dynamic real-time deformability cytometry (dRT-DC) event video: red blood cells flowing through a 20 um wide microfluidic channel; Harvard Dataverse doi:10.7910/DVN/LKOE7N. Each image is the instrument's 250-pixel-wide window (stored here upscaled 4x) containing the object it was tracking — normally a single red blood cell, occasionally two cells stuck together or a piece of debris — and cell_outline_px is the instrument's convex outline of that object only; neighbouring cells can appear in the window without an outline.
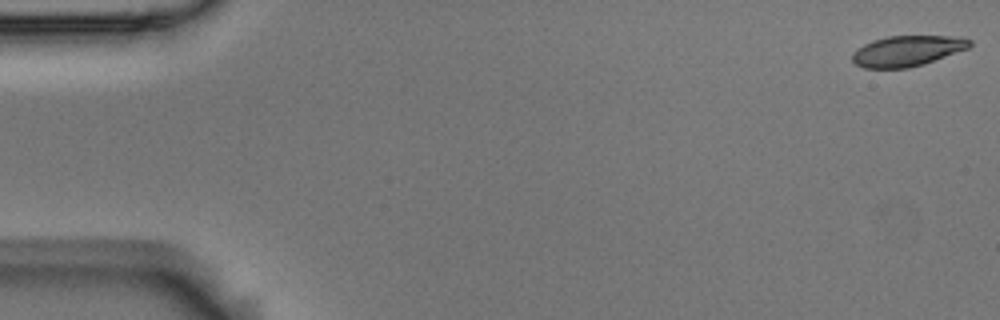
{"species": "Egyptian fruit bat (a non-hibernating species)", "species_latin": "Rousettus aegyptiacus", "temperature_condition": "room temperature", "stored_images_in_passage": 6, "camera_frame_rate_fps": 3000, "um_per_image_px": 0.085, "animal": {"sex": "male"}, "frame": {"image": 1, "passage_image": 1, "time_ms": 0.0, "image_size_px": [1000, 320], "cell_outline_px": [[972, 44], [968, 48], [924, 64], [908, 68], [864, 68], [856, 64], [852, 60], [852, 52], [864, 44], [872, 40], [888, 36], [948, 36], [972, 40]], "centroid_in_image_um": [77.08, 4.33], "position_along_channel_um": 7.9, "area_um2": 20.81}}
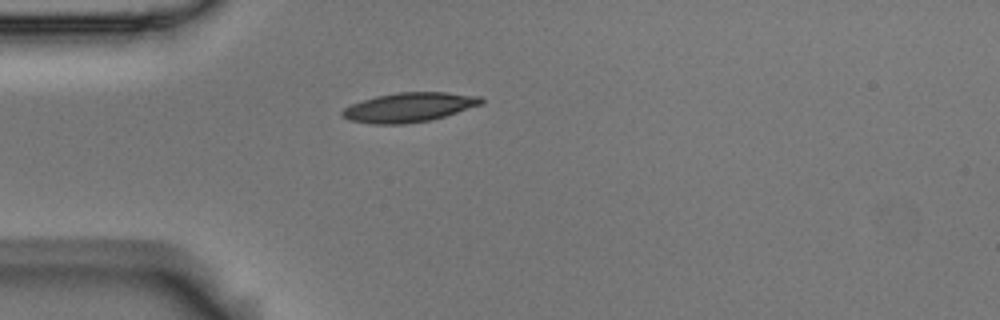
{"frame": {"image": 2, "passage_image": 5, "time_ms": 1.333, "image_size_px": [1000, 320], "cell_outline_px": [[484, 104], [432, 120], [404, 124], [372, 124], [348, 120], [340, 116], [340, 112], [344, 108], [352, 104], [376, 96], [400, 92], [444, 92], [480, 96], [484, 100]], "centroid_in_image_um": [34.78, 9.13], "position_along_channel_um": 50.2, "area_um2": 23.93}}